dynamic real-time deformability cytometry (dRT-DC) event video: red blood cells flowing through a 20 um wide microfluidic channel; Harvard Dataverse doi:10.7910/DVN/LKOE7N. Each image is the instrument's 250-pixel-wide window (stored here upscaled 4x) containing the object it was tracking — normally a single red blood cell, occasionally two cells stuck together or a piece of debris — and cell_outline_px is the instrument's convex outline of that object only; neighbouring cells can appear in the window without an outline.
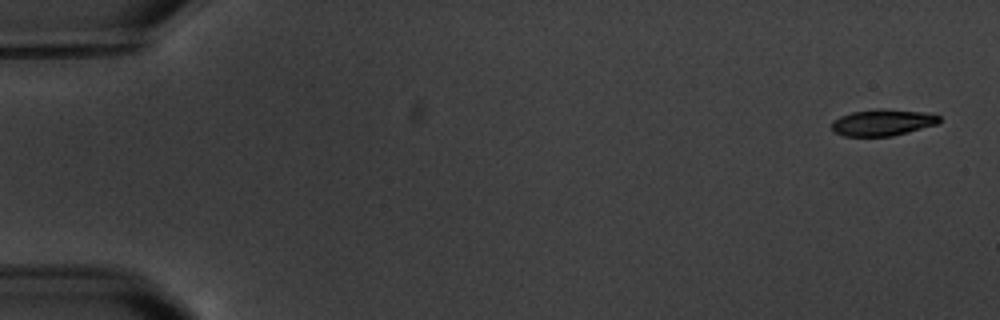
{"species": "common noctule bat (a hibernating species)", "species_latin": "Nyctalus noctula", "temperature_condition": "warm", "stored_images_in_passage": 5, "camera_frame_rate_fps": 3000, "um_per_image_px": 0.085, "animal": {"sex": "male", "body_mass_g": 20.1, "forearm_length_mm": 53.5}, "frame": {"image": 1, "passage_image": 1, "time_ms": 0.0, "image_size_px": [1000, 320], "cell_outline_px": [[940, 120], [936, 124], [908, 132], [892, 136], [844, 136], [836, 132], [832, 128], [832, 120], [840, 116], [852, 112], [880, 108], [884, 108], [924, 112], [940, 116]], "centroid_in_image_um": [75.01, 10.4], "position_along_channel_um": 10.0, "area_um2": 16.53}}
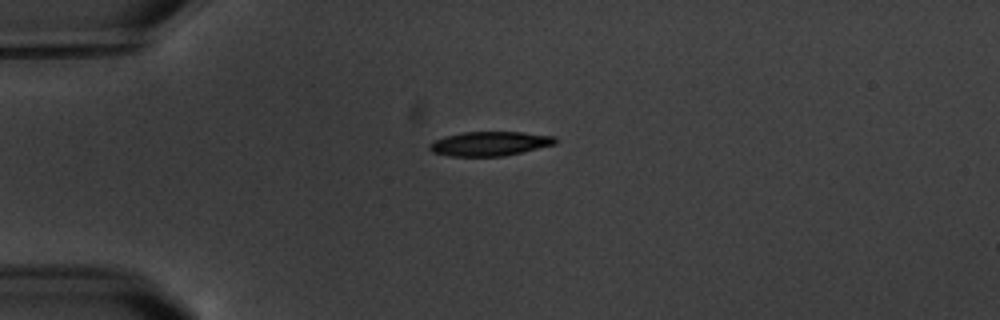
{"frame": {"image": 2, "passage_image": 4, "time_ms": 4.333, "image_size_px": [1000, 320], "cell_outline_px": [[556, 144], [504, 156], [448, 156], [432, 152], [428, 148], [428, 144], [444, 136], [464, 132], [524, 132], [556, 136]], "centroid_in_image_um": [41.62, 12.21], "position_along_channel_um": 43.4, "area_um2": 17.86}}